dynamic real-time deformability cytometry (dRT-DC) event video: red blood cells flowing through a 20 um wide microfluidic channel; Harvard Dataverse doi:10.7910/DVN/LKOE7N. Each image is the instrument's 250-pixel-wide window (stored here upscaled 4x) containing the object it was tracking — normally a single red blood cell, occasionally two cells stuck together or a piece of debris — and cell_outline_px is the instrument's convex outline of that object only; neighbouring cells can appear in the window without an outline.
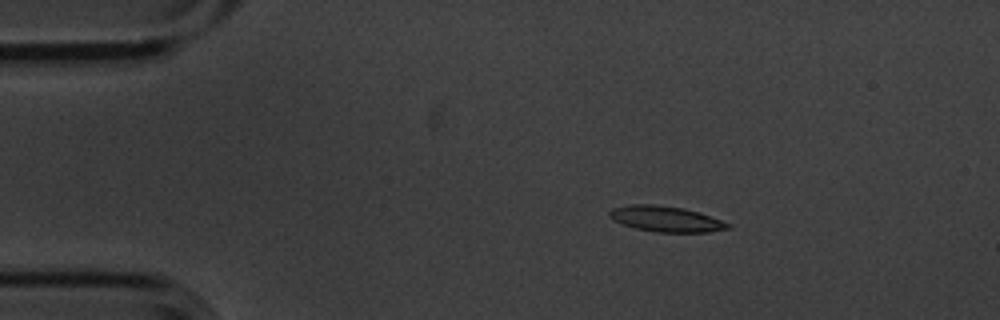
{"species": "common noctule bat (a hibernating species)", "species_latin": "Nyctalus noctula", "temperature_condition": "cold", "stored_images_in_passage": 5, "camera_frame_rate_fps": 3000, "um_per_image_px": 0.085, "animal": {"sex": "male", "body_mass_g": 20.1, "forearm_length_mm": 53.5}, "frame": {"image": 1, "passage_image": 2, "time_ms": 0.333, "image_size_px": [1000, 320], "cell_outline_px": [[732, 228], [708, 232], [656, 232], [636, 228], [612, 220], [608, 216], [608, 212], [612, 208], [628, 204], [656, 204], [684, 208], [700, 212], [732, 224]], "centroid_in_image_um": [56.61, 18.6], "position_along_channel_um": 28.4, "area_um2": 17.92}}
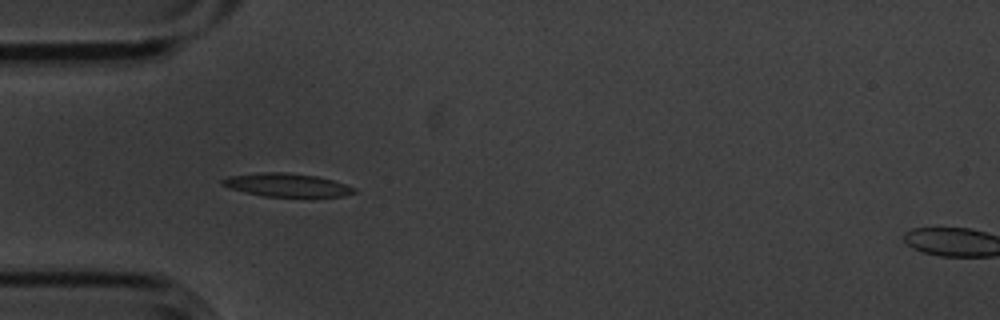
{"frame": {"image": 2, "passage_image": 4, "time_ms": 1.0, "image_size_px": [1000, 320], "cell_outline_px": [[356, 192], [344, 196], [312, 200], [264, 196], [244, 192], [220, 184], [220, 180], [228, 176], [260, 172], [288, 172], [316, 176], [332, 180], [356, 188]], "centroid_in_image_um": [24.46, 15.78], "position_along_channel_um": 60.5, "area_um2": 18.9}}
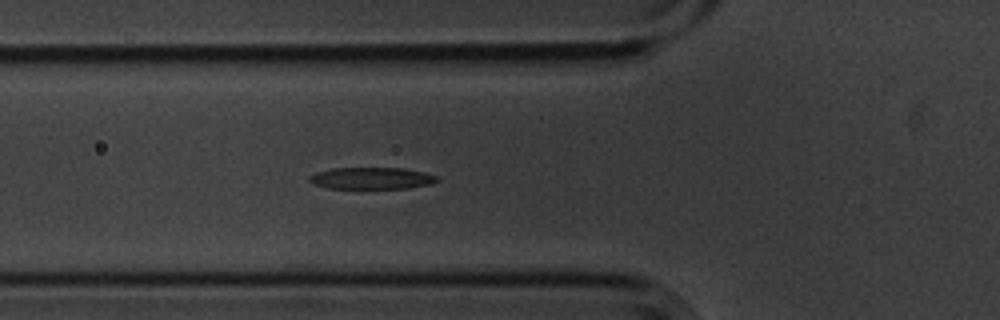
{"frame": {"image": 3, "passage_image": 5, "time_ms": 1.333, "image_size_px": [1000, 320], "cell_outline_px": [[440, 180], [432, 184], [408, 188], [328, 188], [312, 184], [308, 180], [308, 176], [316, 172], [332, 168], [404, 168], [424, 172], [440, 176]], "centroid_in_image_um": [31.61, 15.15], "position_along_channel_um": 94.2, "area_um2": 16.42}}